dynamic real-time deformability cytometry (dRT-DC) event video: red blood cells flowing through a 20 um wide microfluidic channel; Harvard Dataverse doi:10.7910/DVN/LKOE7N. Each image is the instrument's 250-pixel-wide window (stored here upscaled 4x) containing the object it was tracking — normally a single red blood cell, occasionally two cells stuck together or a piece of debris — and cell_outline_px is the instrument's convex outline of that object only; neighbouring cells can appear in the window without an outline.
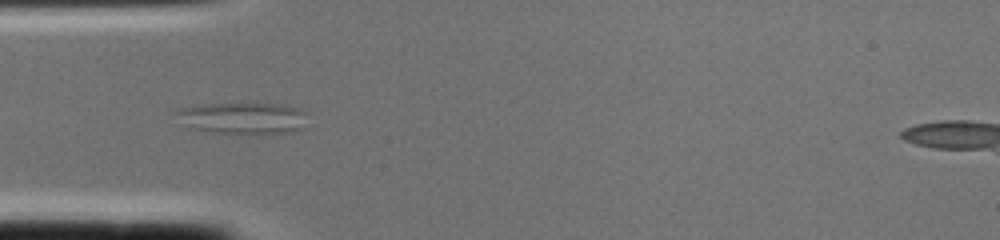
{"species": "common noctule bat (a hibernating species)", "species_latin": "Nyctalus noctula", "temperature_condition": "cold", "stored_images_in_passage": 2, "camera_frame_rate_fps": 3000, "um_per_image_px": 0.085, "animal": {"sex": "female", "body_mass_g": 22.0, "forearm_length_mm": 56.7}, "frame": {"image": 1, "passage_image": 2, "time_ms": 0.333, "image_size_px": [1000, 240], "cell_outline_px": [[308, 112], [300, 128], [288, 132], [216, 132], [192, 128], [172, 112], [180, 108], [200, 104], [252, 100], [288, 104], [300, 108]], "centroid_in_image_um": [20.67, 9.93], "position_along_channel_um": 64.3, "area_um2": 24.68}}